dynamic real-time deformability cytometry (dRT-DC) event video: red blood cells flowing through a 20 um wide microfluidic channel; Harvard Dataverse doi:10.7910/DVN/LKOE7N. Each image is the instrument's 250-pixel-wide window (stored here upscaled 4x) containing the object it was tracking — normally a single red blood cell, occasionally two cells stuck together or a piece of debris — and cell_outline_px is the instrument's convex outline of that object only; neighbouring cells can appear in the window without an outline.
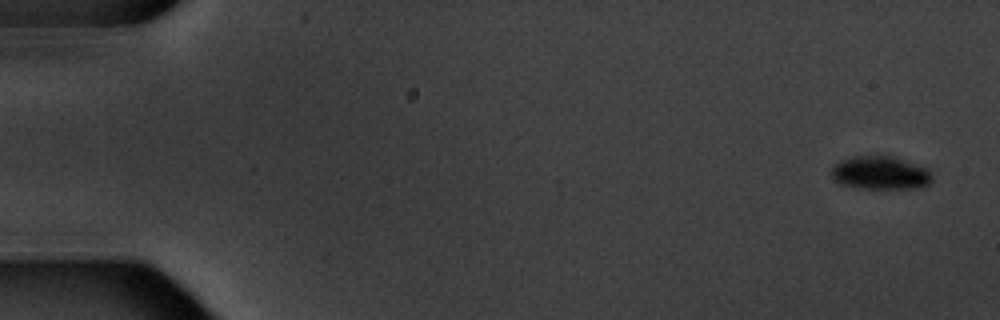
{"species": "common noctule bat (a hibernating species)", "species_latin": "Nyctalus noctula", "temperature_condition": "warm", "stored_images_in_passage": 7, "segment_of_instrument_passage": [2, 2], "camera_frame_rate_fps": 3000, "um_per_image_px": 0.085, "animal": {"sex": "male", "body_mass_g": 20.1, "forearm_length_mm": 53.5}, "frame": {"image": 1, "passage_image": 7, "time_ms": 8.0, "image_size_px": [1000, 320], "cell_outline_px": [[932, 180], [924, 188], [860, 188], [840, 184], [832, 176], [832, 164], [840, 160], [852, 156], [892, 156], [928, 168], [932, 172]], "centroid_in_image_um": [74.84, 14.69], "position_along_channel_um": 10.2, "area_um2": 19.65}}